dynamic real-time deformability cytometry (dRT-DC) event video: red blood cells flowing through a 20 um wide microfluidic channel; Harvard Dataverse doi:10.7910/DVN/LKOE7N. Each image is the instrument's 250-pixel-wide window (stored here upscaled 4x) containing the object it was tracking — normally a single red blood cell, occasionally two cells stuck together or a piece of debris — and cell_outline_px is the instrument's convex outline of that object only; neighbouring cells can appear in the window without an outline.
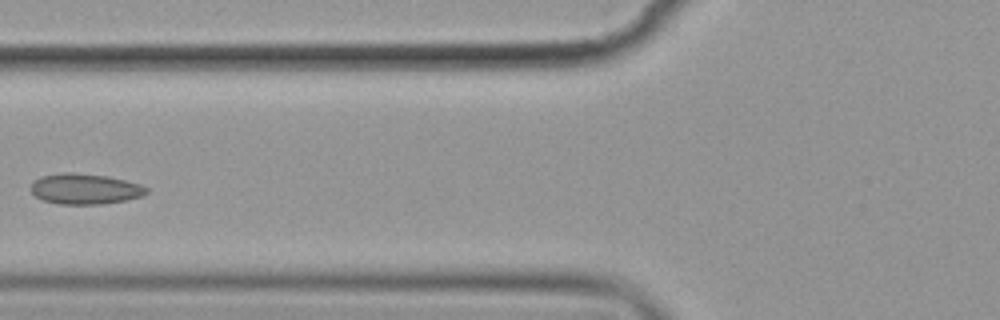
{"species": "common noctule bat (a hibernating species)", "species_latin": "Nyctalus noctula", "temperature_condition": "cold", "stored_images_in_passage": 6, "camera_frame_rate_fps": 3000, "um_per_image_px": 0.085, "animal": {"sex": "female", "body_mass_g": 19.9}, "frame": {"image": 1, "passage_image": 5, "time_ms": 5.0, "image_size_px": [1000, 320], "cell_outline_px": [[148, 192], [144, 196], [124, 200], [100, 204], [60, 204], [40, 200], [28, 188], [32, 180], [40, 176], [64, 172], [72, 172], [108, 176], [140, 184], [148, 188]], "centroid_in_image_um": [7.17, 16.05], "position_along_channel_um": 118.6, "area_um2": 20.87}}
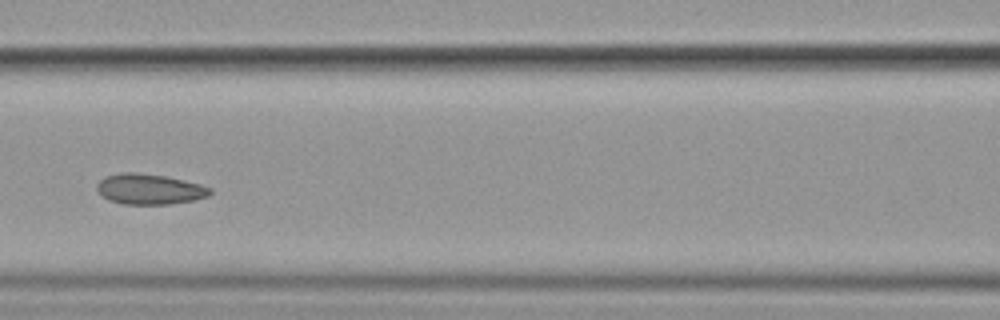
{"frame": {"image": 2, "passage_image": 6, "time_ms": 6.0, "image_size_px": [1000, 320], "cell_outline_px": [[212, 192], [208, 196], [192, 200], [168, 204], [124, 204], [108, 200], [96, 188], [96, 184], [104, 176], [120, 172], [136, 172], [164, 176], [184, 180], [200, 184], [212, 188]], "centroid_in_image_um": [12.69, 16.06], "position_along_channel_um": 153.9, "area_um2": 20.06}}